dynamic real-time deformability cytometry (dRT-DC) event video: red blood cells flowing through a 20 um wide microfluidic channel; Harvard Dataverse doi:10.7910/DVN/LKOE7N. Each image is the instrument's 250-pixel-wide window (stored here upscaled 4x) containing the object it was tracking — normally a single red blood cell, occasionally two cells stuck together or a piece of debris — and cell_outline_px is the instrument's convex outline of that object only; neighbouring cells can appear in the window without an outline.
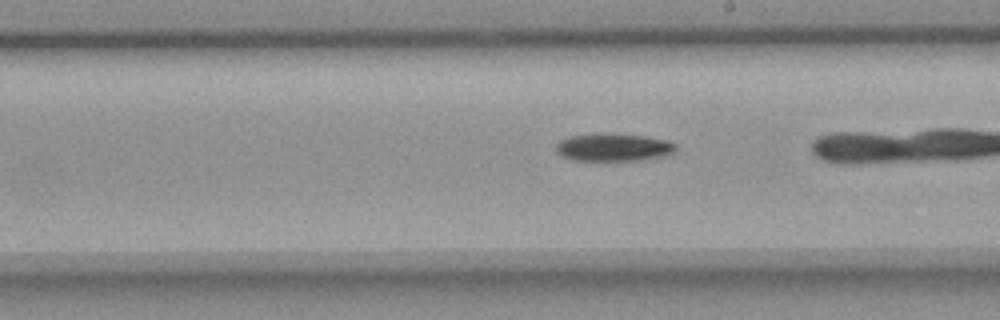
{"species": "common noctule bat (a hibernating species)", "species_latin": "Nyctalus noctula", "temperature_condition": "room temperature", "stored_images_in_passage": 41, "camera_frame_rate_fps": 3000, "um_per_image_px": 0.085, "animal": {"sex": "female", "body_mass_g": 18.4}, "frame": {"image": 1, "passage_image": 29, "time_ms": 9.333, "image_size_px": [1000, 320], "cell_outline_px": [[676, 148], [672, 152], [664, 156], [644, 160], [608, 164], [600, 164], [572, 160], [560, 156], [556, 152], [556, 144], [560, 140], [568, 136], [644, 136], [664, 140], [676, 144]], "centroid_in_image_um": [52.09, 12.64], "position_along_channel_um": 236.9, "area_um2": 19.59}}
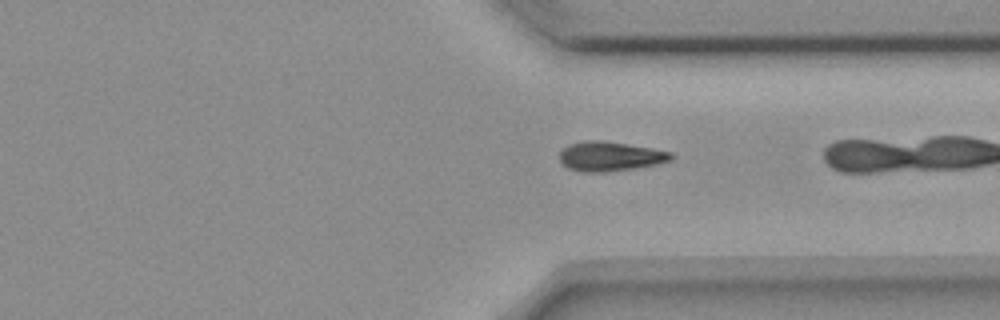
{"frame": {"image": 2, "passage_image": 39, "time_ms": 12.667, "image_size_px": [1000, 320], "cell_outline_px": [[672, 160], [656, 164], [636, 168], [608, 172], [580, 172], [568, 168], [560, 160], [560, 152], [568, 144], [588, 140], [600, 140], [672, 152]], "centroid_in_image_um": [51.83, 13.3], "position_along_channel_um": 359.6, "area_um2": 18.96}}